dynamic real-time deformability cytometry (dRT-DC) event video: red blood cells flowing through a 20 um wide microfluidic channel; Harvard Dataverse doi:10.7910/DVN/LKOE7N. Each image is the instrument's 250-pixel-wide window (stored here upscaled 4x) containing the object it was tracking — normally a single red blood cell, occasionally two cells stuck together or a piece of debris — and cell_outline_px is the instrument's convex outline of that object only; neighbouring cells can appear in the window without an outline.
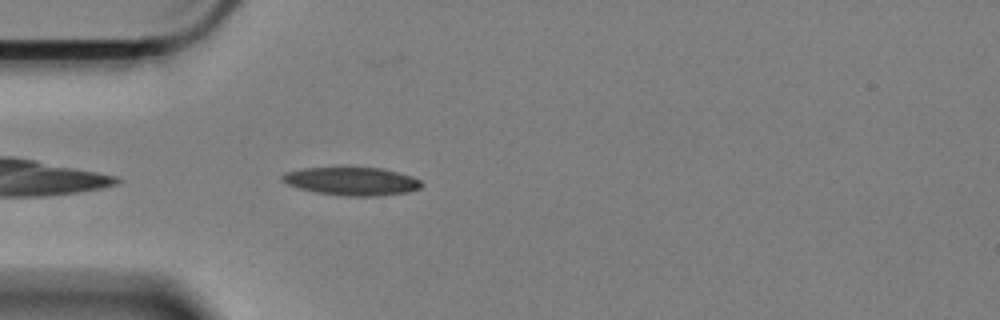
{"species": "Egyptian fruit bat (a non-hibernating species)", "species_latin": "Rousettus aegyptiacus", "temperature_condition": "cold", "stored_images_in_passage": 17, "camera_frame_rate_fps": 3000, "um_per_image_px": 0.085, "animal": {"sex": "female"}, "frame": {"image": 1, "passage_image": 3, "time_ms": 0.667, "image_size_px": [1000, 320], "cell_outline_px": [[424, 184], [420, 188], [408, 192], [376, 196], [340, 196], [316, 192], [300, 188], [288, 184], [280, 180], [280, 176], [284, 172], [300, 168], [340, 164], [380, 168], [412, 176], [420, 180]], "centroid_in_image_um": [29.83, 15.35], "position_along_channel_um": 55.2, "area_um2": 23.99}}
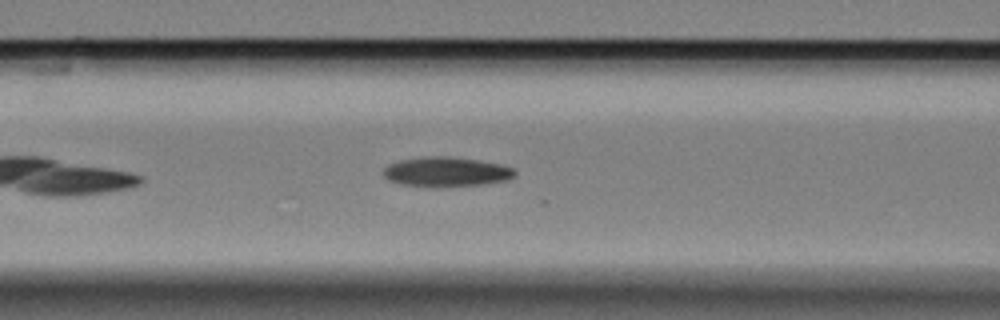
{"frame": {"image": 2, "passage_image": 10, "time_ms": 3.0, "image_size_px": [1000, 320], "cell_outline_px": [[516, 176], [508, 180], [484, 184], [436, 188], [400, 184], [388, 180], [384, 176], [384, 168], [388, 164], [400, 160], [424, 156], [448, 156], [504, 164], [516, 168]], "centroid_in_image_um": [37.97, 14.61], "position_along_channel_um": 128.6, "area_um2": 23.24}}
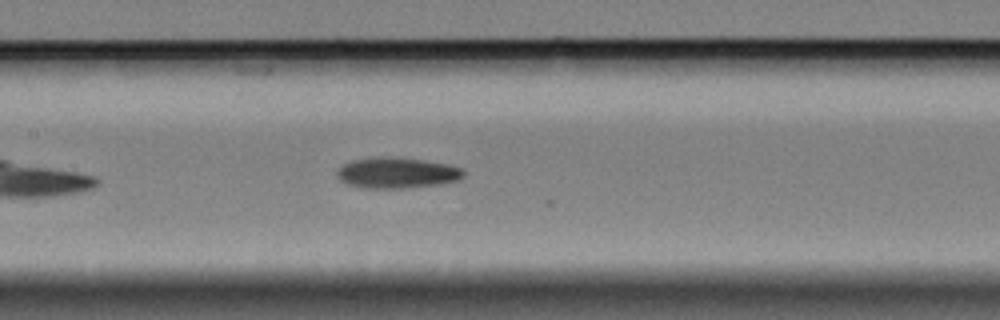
{"frame": {"image": 3, "passage_image": 14, "time_ms": 4.333, "image_size_px": [1000, 320], "cell_outline_px": [[464, 176], [460, 180], [440, 184], [404, 188], [364, 188], [348, 184], [340, 180], [336, 172], [344, 164], [352, 160], [372, 156], [396, 156], [424, 160], [448, 164], [464, 168]], "centroid_in_image_um": [33.77, 14.67], "position_along_channel_um": 173.6, "area_um2": 23.06}}